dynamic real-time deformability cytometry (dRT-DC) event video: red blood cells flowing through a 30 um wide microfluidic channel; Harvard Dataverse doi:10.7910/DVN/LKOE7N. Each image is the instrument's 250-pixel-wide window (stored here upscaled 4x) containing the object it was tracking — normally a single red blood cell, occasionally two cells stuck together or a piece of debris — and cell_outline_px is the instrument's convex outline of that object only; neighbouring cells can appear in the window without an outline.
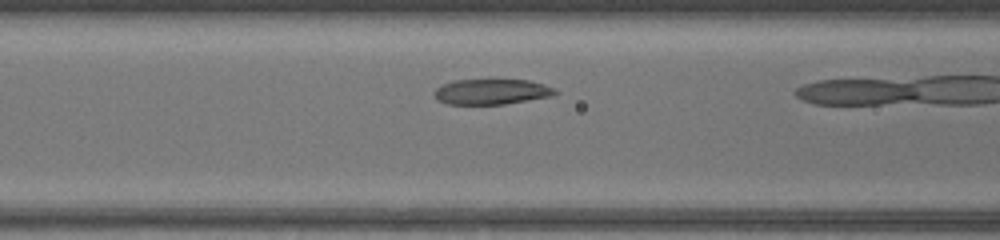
{"species": "common noctule bat (a hibernating species)", "species_latin": "Nyctalus noctula", "temperature_condition": "warm", "stored_images_in_passage": 6, "camera_frame_rate_fps": 3000, "um_per_image_px": 0.085, "animal": {"sex": "female", "body_mass_g": 17.0, "forearm_length_mm": 48.0}, "frame": {"image": 1, "passage_image": 5, "time_ms": 1.333, "image_size_px": [1000, 240], "cell_outline_px": [[556, 92], [552, 96], [504, 104], [448, 104], [436, 100], [432, 92], [436, 88], [452, 80], [528, 80], [544, 84], [556, 88]], "centroid_in_image_um": [41.75, 7.8], "position_along_channel_um": 124.8, "area_um2": 17.92}}